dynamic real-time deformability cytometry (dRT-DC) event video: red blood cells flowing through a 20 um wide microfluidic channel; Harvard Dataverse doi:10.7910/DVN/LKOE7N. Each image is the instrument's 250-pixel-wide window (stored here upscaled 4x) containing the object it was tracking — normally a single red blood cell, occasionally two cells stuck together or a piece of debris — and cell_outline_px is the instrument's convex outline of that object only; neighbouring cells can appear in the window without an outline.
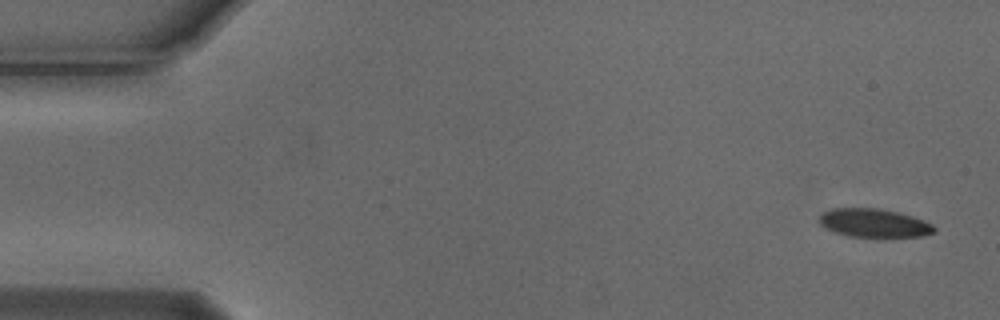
{"species": "Egyptian fruit bat (a non-hibernating species)", "species_latin": "Rousettus aegyptiacus", "temperature_condition": "cold", "stored_images_in_passage": 6, "camera_frame_rate_fps": 3000, "um_per_image_px": 0.085, "animal": {"sex": "male"}, "frame": {"image": 1, "passage_image": 1, "time_ms": 0.0, "image_size_px": [1000, 320], "cell_outline_px": [[936, 232], [924, 236], [848, 236], [824, 228], [820, 224], [820, 216], [824, 212], [832, 208], [876, 208], [896, 212], [912, 216], [924, 220], [932, 224], [936, 228]], "centroid_in_image_um": [74.3, 18.95], "position_along_channel_um": 10.7, "area_um2": 18.84}}
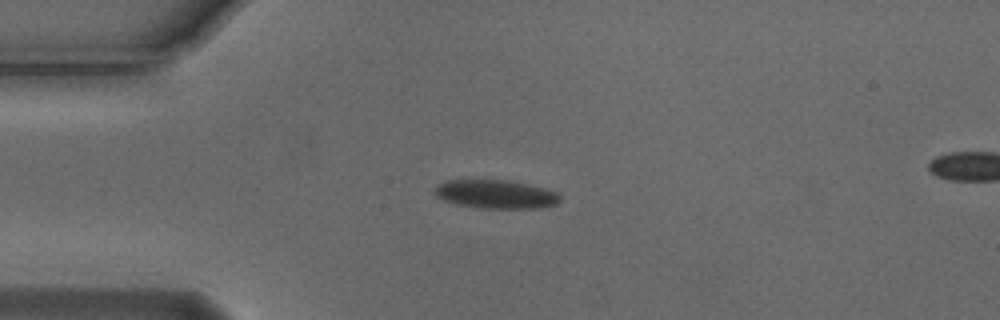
{"frame": {"image": 2, "passage_image": 4, "time_ms": 1.0, "image_size_px": [1000, 320], "cell_outline_px": [[560, 200], [556, 204], [536, 208], [484, 208], [456, 204], [444, 200], [436, 196], [436, 184], [448, 180], [504, 180], [544, 188], [556, 192], [560, 196]], "centroid_in_image_um": [42.12, 16.51], "position_along_channel_um": 42.9, "area_um2": 20.52}}
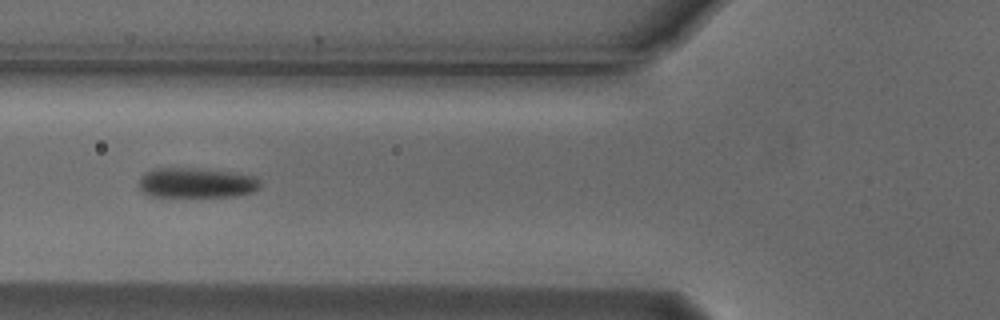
{"frame": {"image": 3, "passage_image": 6, "time_ms": 1.667, "image_size_px": [1000, 320], "cell_outline_px": [[260, 188], [252, 192], [236, 196], [148, 196], [140, 188], [140, 176], [144, 172], [156, 168], [196, 168], [232, 172], [256, 176], [260, 180]], "centroid_in_image_um": [16.71, 15.53], "position_along_channel_um": 109.1, "area_um2": 21.27}}